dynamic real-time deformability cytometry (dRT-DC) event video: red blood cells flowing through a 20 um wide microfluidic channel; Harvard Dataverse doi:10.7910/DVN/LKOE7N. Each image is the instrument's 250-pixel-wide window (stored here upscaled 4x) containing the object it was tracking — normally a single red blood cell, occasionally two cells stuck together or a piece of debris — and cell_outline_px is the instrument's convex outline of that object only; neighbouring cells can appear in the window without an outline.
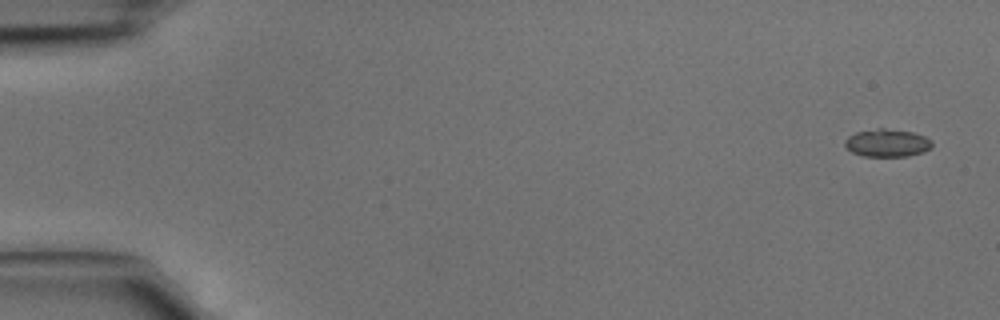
{"species": "common noctule bat (a hibernating species)", "species_latin": "Nyctalus noctula", "temperature_condition": "cold", "stored_images_in_passage": 4, "camera_frame_rate_fps": 3000, "um_per_image_px": 0.085, "animal": {"sex": "male", "body_mass_g": 15.6}, "frame": {"image": 1, "passage_image": 1, "time_ms": 0.0, "image_size_px": [1000, 320], "cell_outline_px": [[932, 148], [924, 152], [908, 156], [864, 156], [852, 152], [844, 144], [844, 140], [848, 136], [856, 132], [876, 128], [884, 128], [912, 132], [924, 136], [932, 140]], "centroid_in_image_um": [75.42, 12.15], "position_along_channel_um": 9.6, "area_um2": 14.16}}
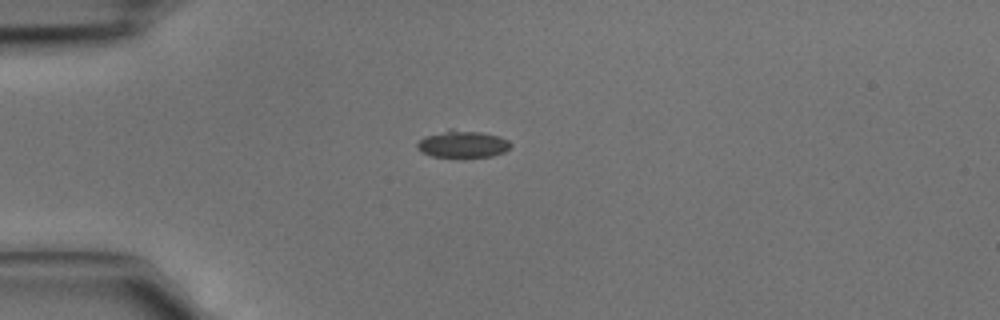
{"frame": {"image": 2, "passage_image": 3, "time_ms": 0.667, "image_size_px": [1000, 320], "cell_outline_px": [[512, 148], [504, 152], [492, 156], [460, 160], [432, 156], [416, 148], [416, 144], [424, 136], [448, 128], [452, 128], [480, 132], [500, 136], [508, 140], [512, 144]], "centroid_in_image_um": [39.34, 12.28], "position_along_channel_um": 45.7, "area_um2": 15.66}}